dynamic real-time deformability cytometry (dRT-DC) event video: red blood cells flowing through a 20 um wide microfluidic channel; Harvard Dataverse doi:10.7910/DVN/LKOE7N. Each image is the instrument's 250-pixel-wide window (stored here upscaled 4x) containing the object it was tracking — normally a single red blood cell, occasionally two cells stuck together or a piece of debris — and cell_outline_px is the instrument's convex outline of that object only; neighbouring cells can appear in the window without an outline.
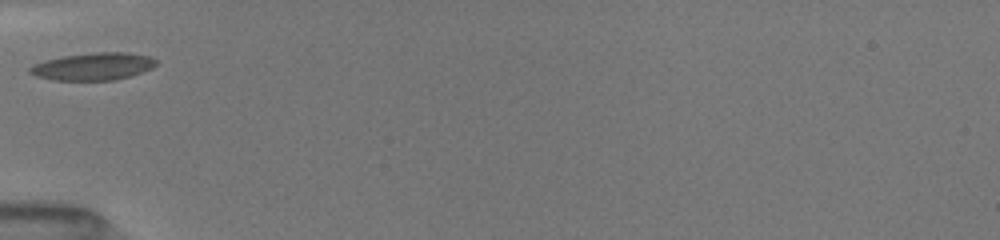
{"species": "common noctule bat (a hibernating species)", "species_latin": "Nyctalus noctula", "temperature_condition": "room temperature", "stored_images_in_passage": 10, "camera_frame_rate_fps": 3000, "um_per_image_px": 0.085, "animal": {"sex": "female", "body_mass_g": 19.5, "forearm_length_mm": 54.1}, "frame": {"image": 1, "passage_image": 1, "time_ms": 0.0, "image_size_px": [1000, 240], "cell_outline_px": [[160, 60], [152, 68], [116, 80], [52, 80], [36, 76], [28, 72], [28, 68], [32, 64], [44, 60], [64, 56], [96, 52], [124, 52], [148, 56]], "centroid_in_image_um": [7.89, 5.64], "position_along_channel_um": 77.1, "area_um2": 20.17}}
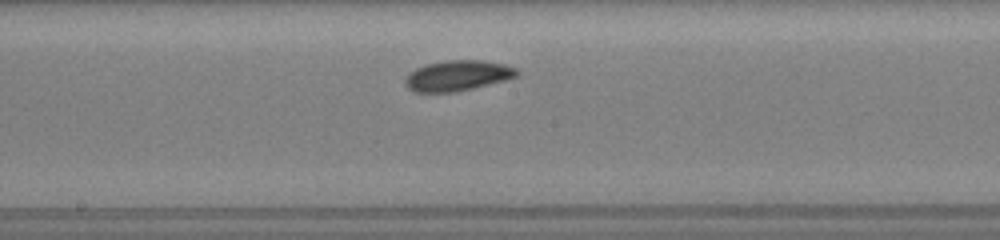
{"frame": {"image": 2, "passage_image": 6, "time_ms": 3.333, "image_size_px": [1000, 240], "cell_outline_px": [[520, 72], [516, 76], [504, 80], [456, 92], [416, 92], [408, 88], [404, 84], [404, 80], [408, 72], [416, 68], [428, 64], [448, 60], [484, 60], [504, 64], [516, 68]], "centroid_in_image_um": [38.87, 6.42], "position_along_channel_um": 209.3, "area_um2": 19.77}}
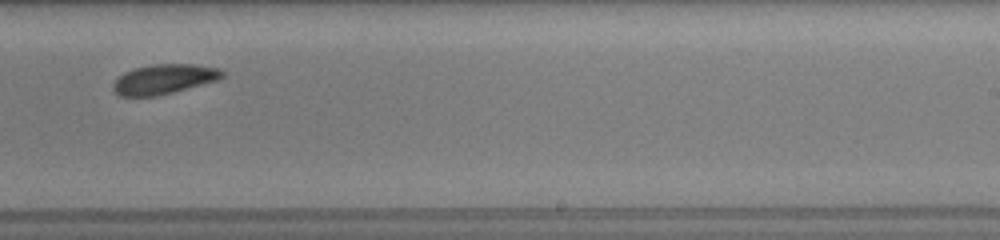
{"frame": {"image": 3, "passage_image": 9, "time_ms": 5.0, "image_size_px": [1000, 240], "cell_outline_px": [[224, 76], [216, 80], [172, 92], [156, 96], [120, 96], [112, 88], [112, 84], [124, 72], [136, 68], [152, 64], [196, 64], [220, 68], [224, 72]], "centroid_in_image_um": [13.94, 6.71], "position_along_channel_um": 275.1, "area_um2": 18.73}}